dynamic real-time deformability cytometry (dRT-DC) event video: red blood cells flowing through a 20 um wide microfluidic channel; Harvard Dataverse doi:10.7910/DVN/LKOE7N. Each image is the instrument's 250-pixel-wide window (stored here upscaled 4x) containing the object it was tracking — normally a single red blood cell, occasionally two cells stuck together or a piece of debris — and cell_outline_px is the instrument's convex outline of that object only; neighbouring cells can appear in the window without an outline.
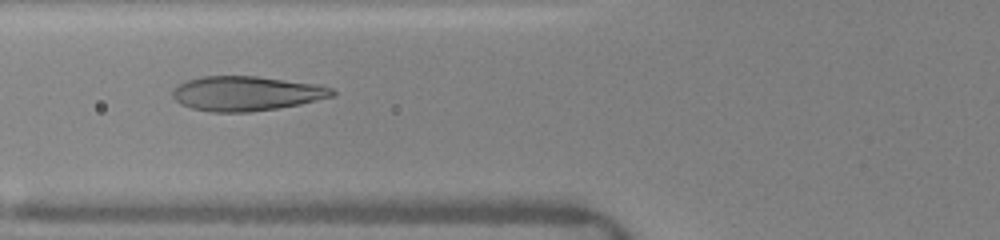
{"species": "human", "species_latin": "Homo sapiens", "temperature_condition": "warm", "stored_images_in_passage": 19, "camera_frame_rate_fps": 3000, "um_per_image_px": 0.085, "donor": {"sex": "female"}, "frame": {"image": 1, "passage_image": 9, "time_ms": 6.0, "image_size_px": [1000, 240], "cell_outline_px": [[336, 96], [300, 104], [276, 108], [248, 112], [212, 112], [192, 108], [180, 104], [172, 96], [172, 92], [184, 80], [204, 76], [256, 76], [316, 84], [332, 88], [336, 92]], "centroid_in_image_um": [20.95, 7.94], "position_along_channel_um": 104.9, "area_um2": 32.14}}
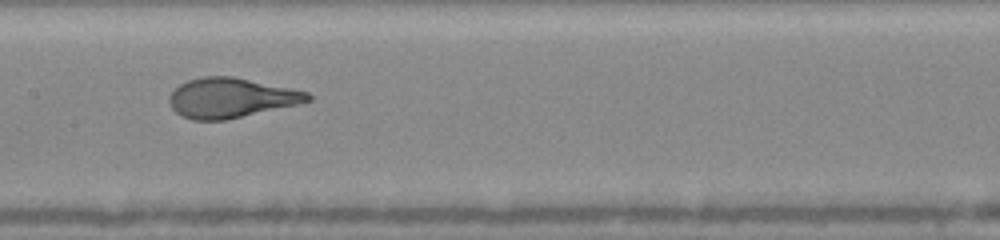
{"frame": {"image": 2, "passage_image": 11, "time_ms": 8.0, "image_size_px": [1000, 240], "cell_outline_px": [[312, 100], [296, 104], [224, 120], [192, 120], [180, 116], [172, 108], [168, 100], [168, 96], [180, 84], [188, 80], [204, 76], [232, 76], [308, 92], [312, 96]], "centroid_in_image_um": [19.58, 8.32], "position_along_channel_um": 187.8, "area_um2": 31.73}}
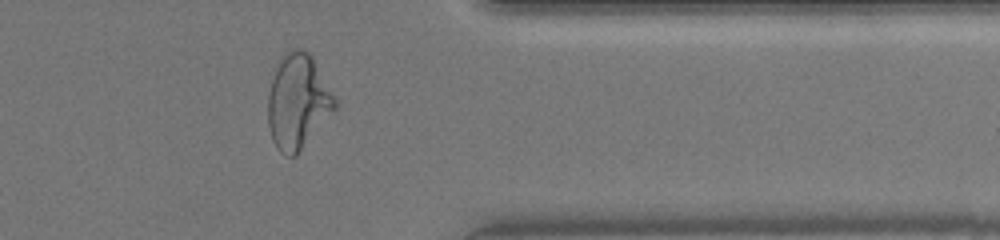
{"frame": {"image": 3, "passage_image": 16, "time_ms": 13.0, "image_size_px": [1000, 240], "cell_outline_px": [[336, 108], [296, 156], [288, 156], [280, 152], [276, 148], [272, 140], [268, 124], [268, 92], [280, 56], [284, 52], [292, 48], [300, 48], [308, 52], [312, 56], [336, 100]], "centroid_in_image_um": [25.29, 8.63], "position_along_channel_um": 386.1, "area_um2": 36.76}, "authors_computed_cell_mechanics": {"area_um2": 34.5066, "velocity_mm_per_s": 4.1262, "shape_relaxation_time_tau1_ms": 4.8459, "shape_relaxation_time_tau2_ms": null, "deformation_change_tau1": 0.2151, "deformation_change_tau2": null}}